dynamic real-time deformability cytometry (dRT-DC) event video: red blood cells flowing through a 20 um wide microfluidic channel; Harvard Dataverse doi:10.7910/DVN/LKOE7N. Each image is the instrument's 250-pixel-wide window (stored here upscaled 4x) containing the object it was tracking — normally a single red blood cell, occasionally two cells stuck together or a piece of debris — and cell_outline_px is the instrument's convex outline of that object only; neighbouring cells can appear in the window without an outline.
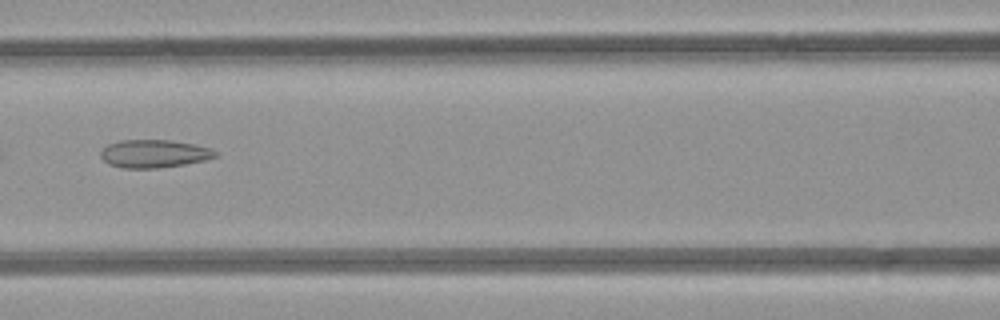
{"species": "common noctule bat (a hibernating species)", "species_latin": "Nyctalus noctula", "temperature_condition": "room temperature", "stored_images_in_passage": 5, "camera_frame_rate_fps": 3000, "um_per_image_px": 0.085, "animal": {"sex": "female", "body_mass_g": 21.9}, "frame": {"image": 1, "passage_image": 5, "time_ms": 4.333, "image_size_px": [1000, 320], "cell_outline_px": [[216, 156], [204, 160], [184, 164], [160, 168], [124, 168], [108, 164], [100, 156], [100, 152], [108, 144], [120, 140], [172, 140], [192, 144], [208, 148], [216, 152]], "centroid_in_image_um": [13.04, 13.06], "position_along_channel_um": 153.6, "area_um2": 18.5}}